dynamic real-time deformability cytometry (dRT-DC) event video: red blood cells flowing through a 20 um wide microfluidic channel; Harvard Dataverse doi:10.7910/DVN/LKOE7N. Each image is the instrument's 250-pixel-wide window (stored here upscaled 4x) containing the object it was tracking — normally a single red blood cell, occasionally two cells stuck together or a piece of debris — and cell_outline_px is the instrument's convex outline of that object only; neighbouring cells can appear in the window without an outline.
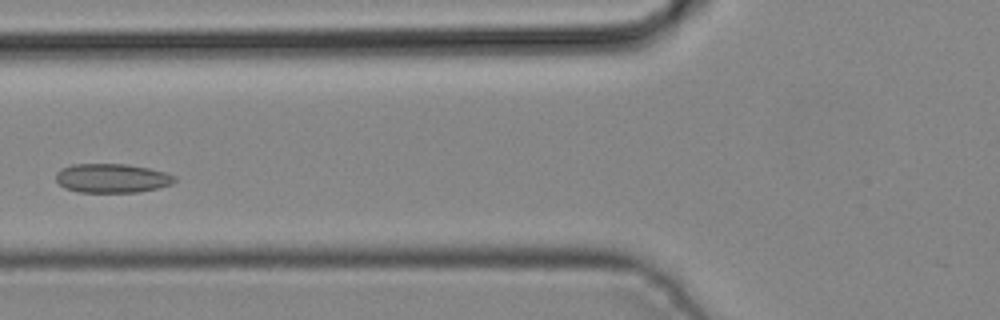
{"species": "common noctule bat (a hibernating species)", "species_latin": "Nyctalus noctula", "temperature_condition": "cold", "stored_images_in_passage": 2, "camera_frame_rate_fps": 3000, "um_per_image_px": 0.085, "animal": {"sex": "male", "body_mass_g": 19.2, "forearm_length_mm": 51.8}, "frame": {"image": 1, "passage_image": 2, "time_ms": 0.333, "image_size_px": [1000, 320], "cell_outline_px": [[176, 180], [172, 184], [140, 192], [80, 192], [64, 188], [56, 180], [56, 172], [60, 168], [72, 164], [128, 164], [148, 168], [164, 172], [176, 176]], "centroid_in_image_um": [9.5, 15.14], "position_along_channel_um": 116.3, "area_um2": 20.17}}